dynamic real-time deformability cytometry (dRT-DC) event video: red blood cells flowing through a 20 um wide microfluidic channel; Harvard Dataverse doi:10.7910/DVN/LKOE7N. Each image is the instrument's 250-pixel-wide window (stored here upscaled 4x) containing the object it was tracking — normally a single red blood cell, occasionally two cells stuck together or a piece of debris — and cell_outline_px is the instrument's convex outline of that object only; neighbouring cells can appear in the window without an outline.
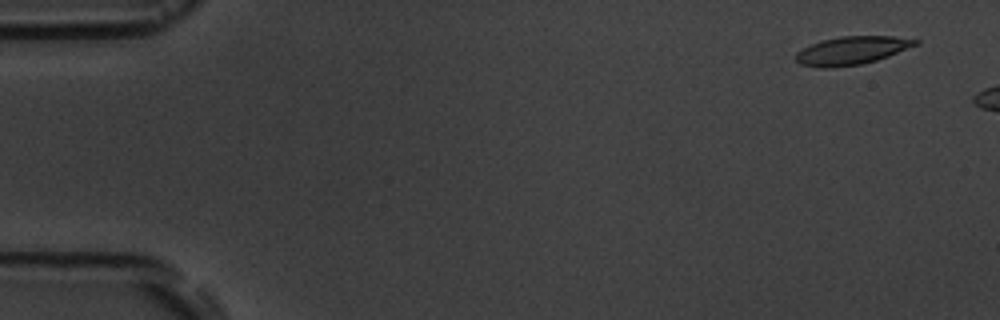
{"species": "common noctule bat (a hibernating species)", "species_latin": "Nyctalus noctula", "temperature_condition": "room temperature", "stored_images_in_passage": 3, "camera_frame_rate_fps": 3000, "um_per_image_px": 0.085, "animal": {"sex": "male", "body_mass_g": 19.5, "forearm_length_mm": 54.6}, "frame": {"image": 1, "passage_image": 1, "time_ms": 0.0, "image_size_px": [1000, 320], "cell_outline_px": [[920, 44], [888, 56], [876, 60], [860, 64], [832, 68], [816, 68], [800, 64], [796, 60], [796, 52], [812, 44], [824, 40], [840, 36], [892, 36], [920, 40]], "centroid_in_image_um": [72.41, 4.3], "position_along_channel_um": 12.6, "area_um2": 19.59}}